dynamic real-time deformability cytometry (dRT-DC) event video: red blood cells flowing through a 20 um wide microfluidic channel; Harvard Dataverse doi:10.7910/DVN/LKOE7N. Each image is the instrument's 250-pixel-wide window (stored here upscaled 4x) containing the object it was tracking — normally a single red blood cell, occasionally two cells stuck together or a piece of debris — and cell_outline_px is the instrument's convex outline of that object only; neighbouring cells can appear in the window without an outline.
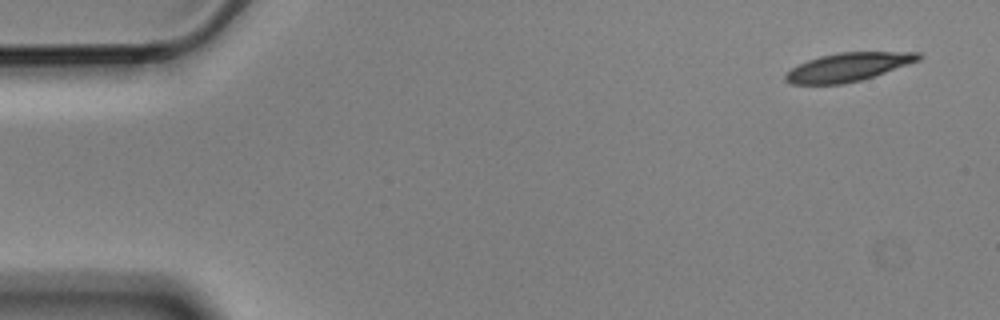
{"species": "Egyptian fruit bat (a non-hibernating species)", "species_latin": "Rousettus aegyptiacus", "temperature_condition": "cold", "stored_images_in_passage": 6, "camera_frame_rate_fps": 3000, "um_per_image_px": 0.085, "animal": {"sex": "male"}, "frame": {"image": 1, "passage_image": 1, "time_ms": 0.0, "image_size_px": [1000, 320], "cell_outline_px": [[924, 56], [920, 60], [860, 80], [844, 84], [788, 84], [784, 80], [784, 76], [792, 68], [808, 60], [820, 56], [840, 52], [920, 52]], "centroid_in_image_um": [72.08, 5.7], "position_along_channel_um": 12.9, "area_um2": 21.85}}
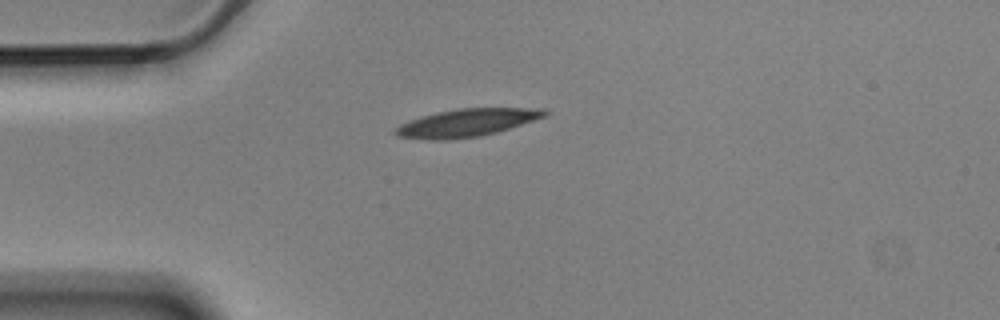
{"frame": {"image": 2, "passage_image": 4, "time_ms": 1.0, "image_size_px": [1000, 320], "cell_outline_px": [[552, 112], [548, 116], [496, 132], [480, 136], [448, 140], [428, 140], [396, 136], [392, 132], [392, 128], [400, 124], [424, 116], [456, 108], [544, 108]], "centroid_in_image_um": [39.7, 10.44], "position_along_channel_um": 45.3, "area_um2": 24.28}}
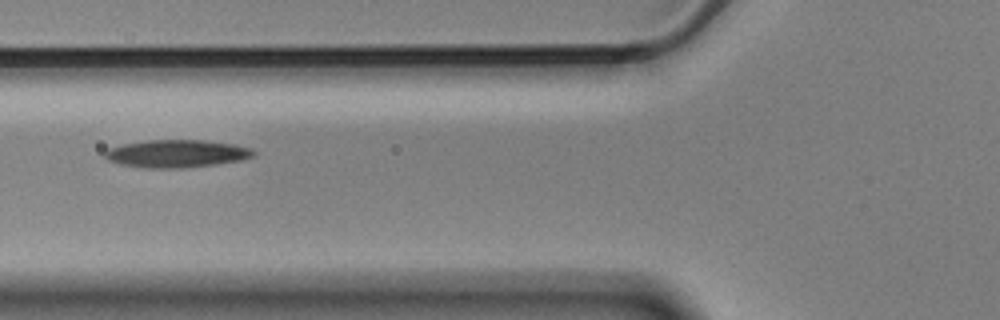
{"frame": {"image": 3, "passage_image": 6, "time_ms": 1.667, "image_size_px": [1000, 320], "cell_outline_px": [[256, 156], [240, 160], [216, 164], [184, 168], [144, 168], [120, 164], [108, 160], [104, 156], [104, 152], [108, 148], [124, 144], [148, 140], [204, 140], [236, 144], [252, 148], [256, 152]], "centroid_in_image_um": [15.05, 13.06], "position_along_channel_um": 110.8, "area_um2": 24.16}}